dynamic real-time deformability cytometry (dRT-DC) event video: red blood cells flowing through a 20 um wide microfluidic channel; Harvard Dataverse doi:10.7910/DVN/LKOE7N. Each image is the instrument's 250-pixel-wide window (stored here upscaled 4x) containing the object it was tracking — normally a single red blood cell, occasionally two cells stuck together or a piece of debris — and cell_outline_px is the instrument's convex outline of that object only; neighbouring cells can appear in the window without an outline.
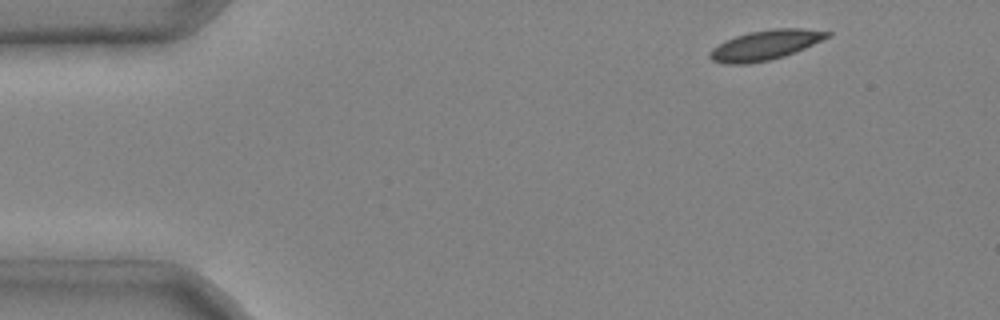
{"species": "common noctule bat (a hibernating species)", "species_latin": "Nyctalus noctula", "temperature_condition": "cold", "stored_images_in_passage": 3, "camera_frame_rate_fps": 3000, "um_per_image_px": 0.085, "animal": {"sex": "male", "body_mass_g": 20.4}, "frame": {"image": 1, "passage_image": 1, "time_ms": 0.0, "image_size_px": [1000, 320], "cell_outline_px": [[832, 36], [804, 48], [784, 56], [768, 60], [748, 64], [724, 64], [712, 60], [708, 56], [708, 52], [712, 48], [724, 40], [748, 32], [772, 28], [800, 28], [832, 32]], "centroid_in_image_um": [65.02, 3.83], "position_along_channel_um": 20.0, "area_um2": 20.52}}
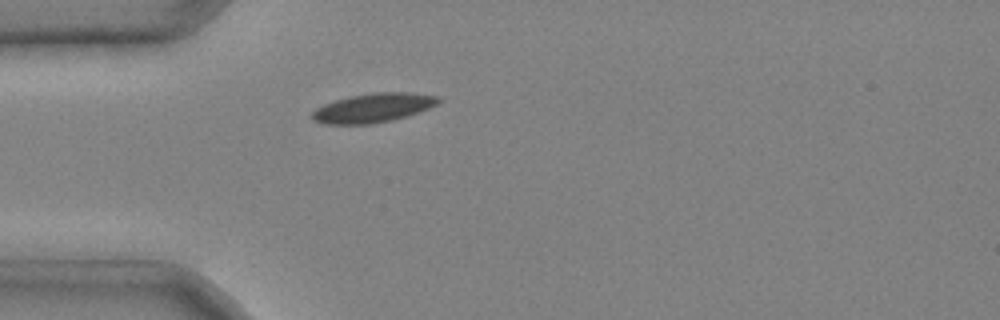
{"frame": {"image": 2, "passage_image": 3, "time_ms": 0.667, "image_size_px": [1000, 320], "cell_outline_px": [[444, 100], [428, 108], [392, 120], [368, 124], [324, 124], [312, 120], [312, 112], [316, 108], [324, 104], [336, 100], [352, 96], [372, 92], [408, 92], [440, 96]], "centroid_in_image_um": [31.72, 9.16], "position_along_channel_um": 53.3, "area_um2": 21.27}}